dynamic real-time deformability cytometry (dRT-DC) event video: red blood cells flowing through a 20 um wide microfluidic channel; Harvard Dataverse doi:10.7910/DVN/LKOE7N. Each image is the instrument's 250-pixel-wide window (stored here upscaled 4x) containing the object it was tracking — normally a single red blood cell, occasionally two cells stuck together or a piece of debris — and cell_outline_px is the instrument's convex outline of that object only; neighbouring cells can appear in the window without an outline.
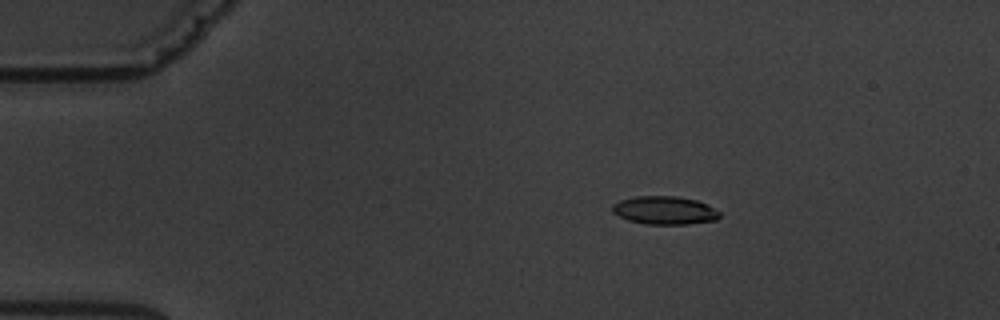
{"species": "common noctule bat (a hibernating species)", "species_latin": "Nyctalus noctula", "temperature_condition": "warm", "stored_images_in_passage": 3, "camera_frame_rate_fps": 3000, "um_per_image_px": 0.085, "animal": {"sex": "male", "body_mass_g": 19.5, "forearm_length_mm": 54.6}, "frame": {"image": 1, "passage_image": 1, "time_ms": 0.0, "image_size_px": [1000, 320], "cell_outline_px": [[720, 216], [716, 220], [688, 224], [644, 224], [628, 220], [612, 212], [612, 204], [620, 200], [636, 196], [676, 196], [696, 200], [720, 212]], "centroid_in_image_um": [56.46, 17.88], "position_along_channel_um": 28.5, "area_um2": 17.51}}